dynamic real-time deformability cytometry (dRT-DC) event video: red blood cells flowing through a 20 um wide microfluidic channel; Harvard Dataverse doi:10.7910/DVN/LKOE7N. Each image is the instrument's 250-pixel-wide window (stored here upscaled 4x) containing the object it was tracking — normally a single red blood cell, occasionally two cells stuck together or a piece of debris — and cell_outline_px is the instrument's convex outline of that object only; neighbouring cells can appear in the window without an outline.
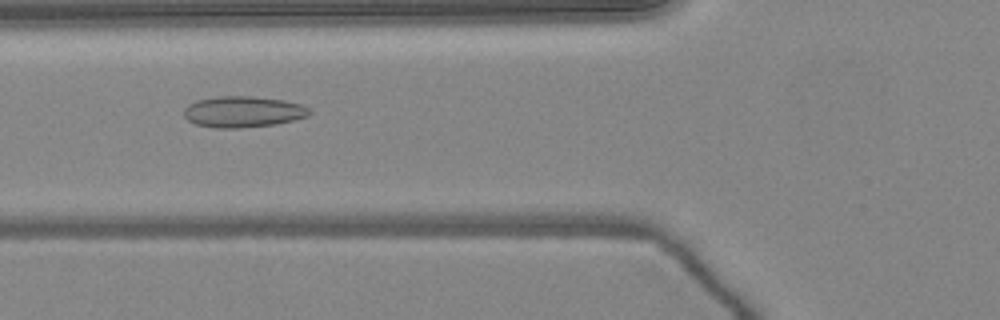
{"species": "common noctule bat (a hibernating species)", "species_latin": "Nyctalus noctula", "temperature_condition": "warm", "stored_images_in_passage": 50, "camera_frame_rate_fps": 3000, "um_per_image_px": 0.085, "animal": {"sex": "female", "body_mass_g": 24.6, "forearm_length_mm": 56.2}, "frame": {"image": 1, "passage_image": 19, "time_ms": 6.0, "image_size_px": [1000, 320], "cell_outline_px": [[312, 112], [308, 116], [276, 124], [240, 128], [212, 128], [196, 124], [188, 120], [184, 116], [184, 108], [188, 104], [196, 100], [216, 96], [252, 96], [284, 100], [300, 104], [308, 108]], "centroid_in_image_um": [20.63, 9.5], "position_along_channel_um": 105.2, "area_um2": 22.89}}
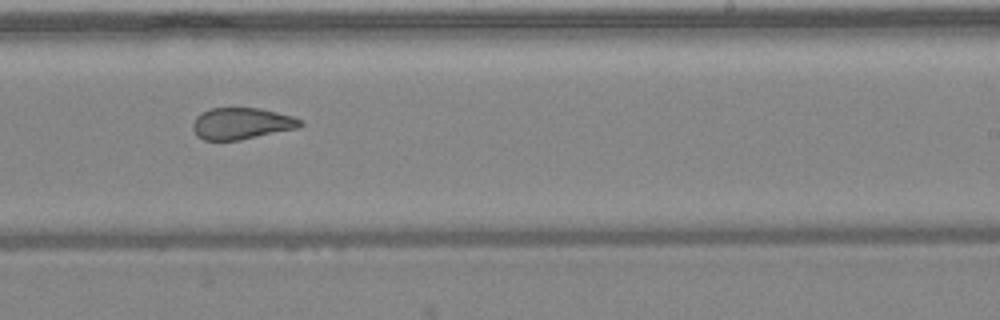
{"frame": {"image": 2, "passage_image": 31, "time_ms": 10.0, "image_size_px": [1000, 320], "cell_outline_px": [[304, 124], [296, 128], [240, 140], [204, 140], [196, 136], [192, 128], [192, 124], [196, 116], [200, 112], [212, 108], [260, 108], [292, 116], [300, 120]], "centroid_in_image_um": [20.47, 10.5], "position_along_channel_um": 268.5, "area_um2": 19.71}}
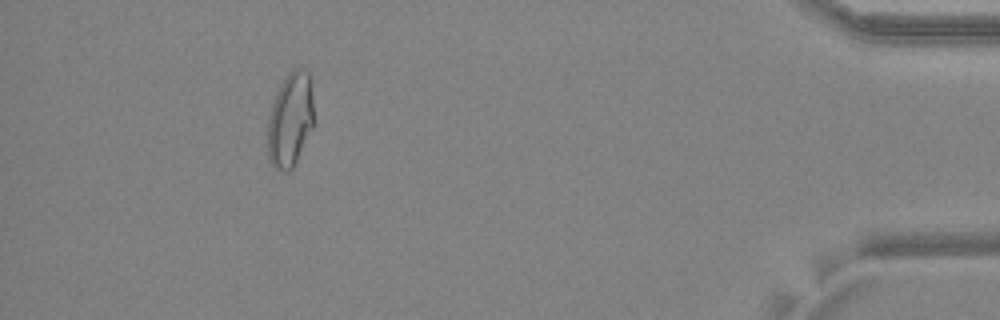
{"frame": {"image": 3, "passage_image": 46, "time_ms": 15.0, "image_size_px": [1000, 320], "cell_outline_px": [[316, 124], [292, 168], [288, 172], [284, 172], [276, 168], [268, 160], [268, 116], [276, 92], [280, 84], [288, 72], [292, 68], [300, 68], [308, 72], [316, 120]], "centroid_in_image_um": [24.7, 10.18], "position_along_channel_um": 410.5, "area_um2": 25.89}, "authors_computed_cell_mechanics": {"area_um2": 23.3512, "velocity_mm_per_s": 4.0718, "shape_relaxation_time_tau1_ms": null, "shape_relaxation_time_tau2_ms": 1.662, "deformation_change_tau1": null, "deformation_change_tau2": 0.0852}}